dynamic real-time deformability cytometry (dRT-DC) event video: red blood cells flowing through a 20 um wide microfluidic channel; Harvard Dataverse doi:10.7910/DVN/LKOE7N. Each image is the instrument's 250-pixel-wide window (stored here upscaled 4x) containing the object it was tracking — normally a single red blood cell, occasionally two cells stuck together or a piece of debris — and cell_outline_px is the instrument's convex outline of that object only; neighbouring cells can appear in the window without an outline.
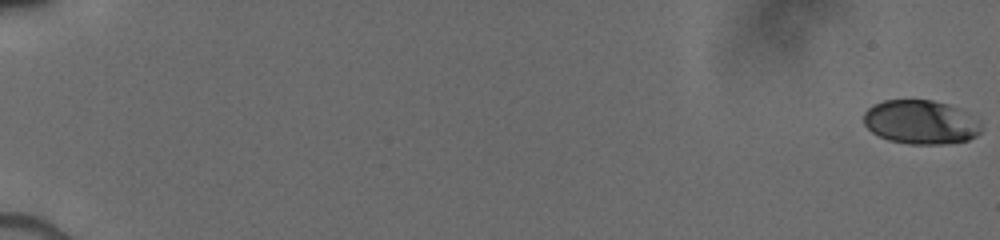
{"species": "human", "species_latin": "Homo sapiens", "temperature_condition": "cold", "stored_images_in_passage": 15, "camera_frame_rate_fps": 3000, "um_per_image_px": 0.085, "donor": {"sex": "male"}, "frame": {"image": 1, "passage_image": 1, "time_ms": 0.0, "image_size_px": [1000, 240], "cell_outline_px": [[980, 132], [976, 136], [968, 140], [948, 144], [908, 144], [888, 140], [872, 132], [864, 124], [864, 112], [872, 104], [884, 100], [932, 100], [948, 104], [980, 120]], "centroid_in_image_um": [78.24, 10.39], "position_along_channel_um": 6.8, "area_um2": 30.17}}
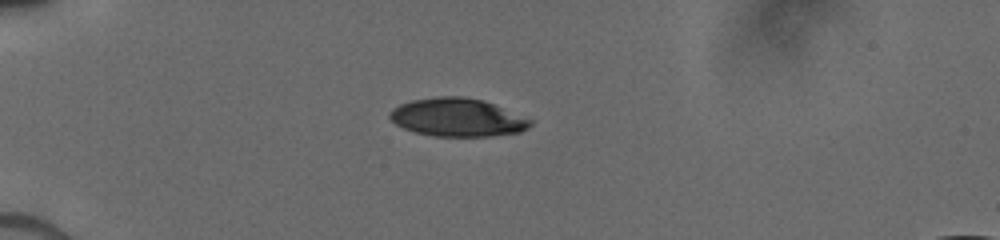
{"frame": {"image": 2, "passage_image": 12, "time_ms": 5.333, "image_size_px": [1000, 240], "cell_outline_px": [[532, 124], [528, 128], [520, 132], [492, 136], [432, 136], [416, 132], [404, 128], [396, 124], [388, 116], [388, 112], [392, 108], [400, 104], [412, 100], [436, 96], [460, 96], [484, 100], [532, 120]], "centroid_in_image_um": [38.86, 9.98], "position_along_channel_um": 46.1, "area_um2": 31.27}}